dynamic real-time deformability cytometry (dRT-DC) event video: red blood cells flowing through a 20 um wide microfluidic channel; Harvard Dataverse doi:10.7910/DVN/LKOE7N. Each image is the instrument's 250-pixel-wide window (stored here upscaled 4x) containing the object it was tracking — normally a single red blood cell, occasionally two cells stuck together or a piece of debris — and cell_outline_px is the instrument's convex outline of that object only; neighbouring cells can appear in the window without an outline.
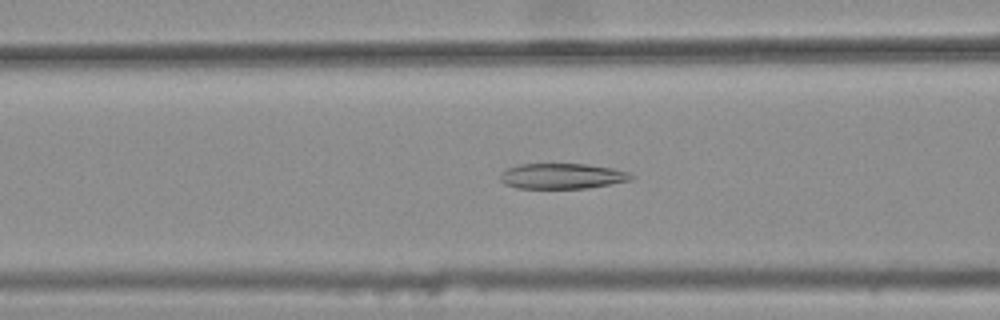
{"species": "common noctule bat (a hibernating species)", "species_latin": "Nyctalus noctula", "temperature_condition": "warm", "stored_images_in_passage": 44, "camera_frame_rate_fps": 3000, "um_per_image_px": 0.085, "animal": {"sex": "female", "body_mass_g": 25.1}, "frame": {"image": 1, "passage_image": 20, "time_ms": 6.333, "image_size_px": [1000, 320], "cell_outline_px": [[636, 176], [632, 180], [588, 188], [516, 188], [504, 184], [500, 180], [500, 172], [508, 168], [520, 164], [588, 164], [612, 168], [628, 172]], "centroid_in_image_um": [47.78, 14.97], "position_along_channel_um": 118.8, "area_um2": 19.54}}
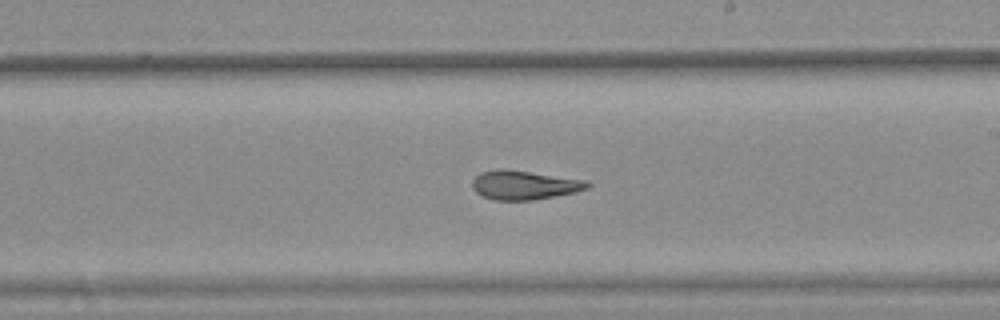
{"frame": {"image": 2, "passage_image": 30, "time_ms": 9.667, "image_size_px": [1000, 320], "cell_outline_px": [[592, 184], [588, 188], [576, 192], [532, 200], [492, 200], [476, 192], [472, 188], [472, 180], [480, 172], [496, 168], [504, 168], [584, 180]], "centroid_in_image_um": [44.52, 15.72], "position_along_channel_um": 244.5, "area_um2": 19.48}}
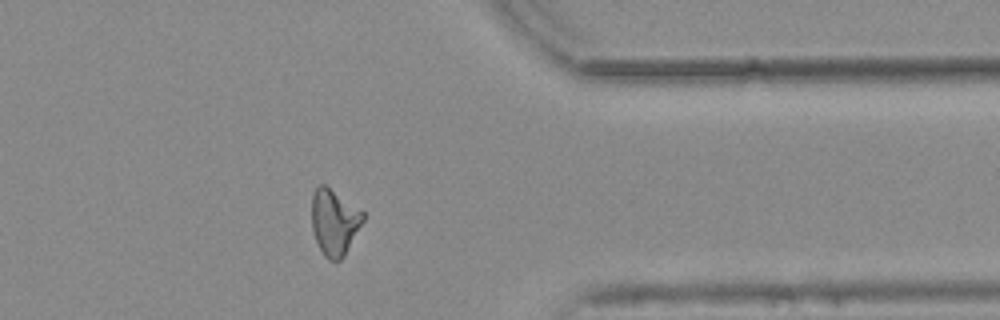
{"frame": {"image": 3, "passage_image": 42, "time_ms": 13.667, "image_size_px": [1000, 320], "cell_outline_px": [[364, 220], [344, 256], [340, 260], [328, 260], [324, 256], [316, 240], [312, 228], [312, 196], [316, 188], [320, 184], [324, 184], [364, 212]], "centroid_in_image_um": [28.41, 18.88], "position_along_channel_um": 383.0, "area_um2": 19.48}, "authors_computed_cell_mechanics": {"area_um2": 20.2878, "velocity_mm_per_s": 3.7738, "shape_relaxation_time_tau1_ms": null, "shape_relaxation_time_tau2_ms": 3.0893, "deformation_change_tau1": null, "deformation_change_tau2": 0.1044}}